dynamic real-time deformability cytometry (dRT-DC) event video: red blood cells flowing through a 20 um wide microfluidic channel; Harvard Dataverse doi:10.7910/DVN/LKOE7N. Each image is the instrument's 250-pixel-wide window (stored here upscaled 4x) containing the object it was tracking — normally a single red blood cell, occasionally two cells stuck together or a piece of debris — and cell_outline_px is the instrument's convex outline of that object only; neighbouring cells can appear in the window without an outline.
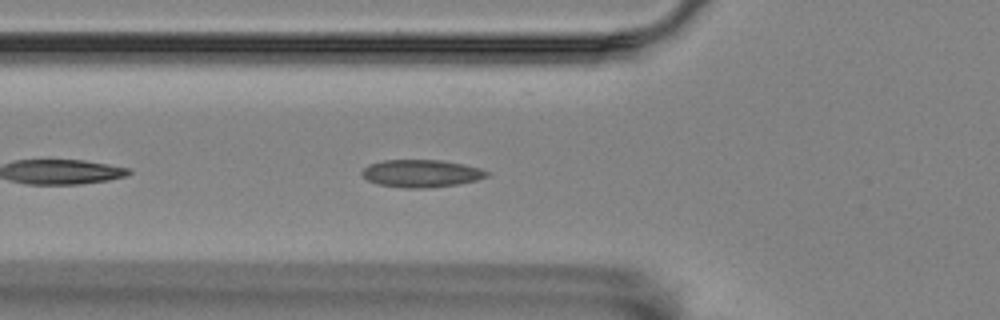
{"species": "Egyptian fruit bat (a non-hibernating species)", "species_latin": "Rousettus aegyptiacus", "temperature_condition": "room temperature", "stored_images_in_passage": 28, "camera_frame_rate_fps": 3000, "um_per_image_px": 0.085, "animal": {"sex": "female"}, "frame": {"image": 1, "passage_image": 6, "time_ms": 1.667, "image_size_px": [1000, 320], "cell_outline_px": [[492, 172], [488, 176], [476, 180], [456, 184], [428, 188], [404, 188], [376, 184], [368, 180], [360, 172], [368, 164], [384, 160], [440, 160], [464, 164], [480, 168]], "centroid_in_image_um": [35.81, 14.74], "position_along_channel_um": 90.0, "area_um2": 20.11}}
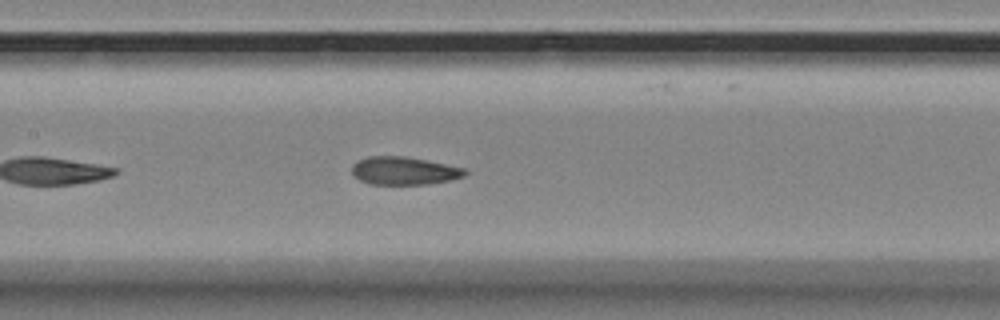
{"frame": {"image": 2, "passage_image": 13, "time_ms": 4.0, "image_size_px": [1000, 320], "cell_outline_px": [[468, 172], [464, 176], [448, 180], [428, 184], [368, 184], [360, 180], [352, 172], [352, 164], [368, 156], [404, 156], [464, 168]], "centroid_in_image_um": [34.32, 14.52], "position_along_channel_um": 173.1, "area_um2": 18.15}}
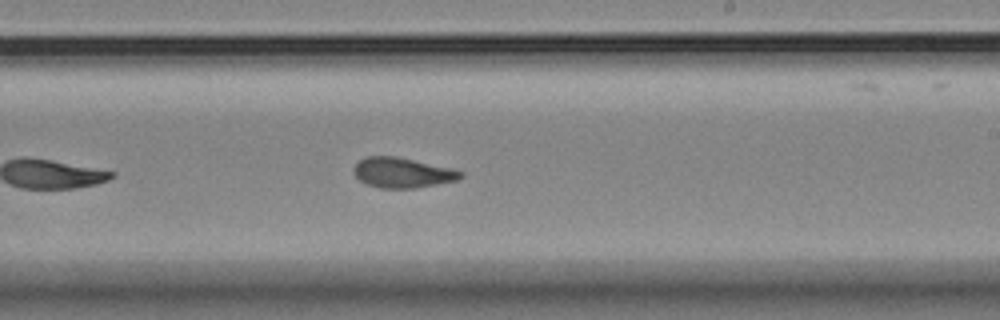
{"frame": {"image": 3, "passage_image": 20, "time_ms": 6.333, "image_size_px": [1000, 320], "cell_outline_px": [[464, 176], [460, 180], [416, 188], [380, 188], [368, 184], [360, 180], [352, 172], [352, 168], [364, 156], [396, 156], [452, 168], [464, 172]], "centroid_in_image_um": [34.23, 14.68], "position_along_channel_um": 254.8, "area_um2": 18.96}}